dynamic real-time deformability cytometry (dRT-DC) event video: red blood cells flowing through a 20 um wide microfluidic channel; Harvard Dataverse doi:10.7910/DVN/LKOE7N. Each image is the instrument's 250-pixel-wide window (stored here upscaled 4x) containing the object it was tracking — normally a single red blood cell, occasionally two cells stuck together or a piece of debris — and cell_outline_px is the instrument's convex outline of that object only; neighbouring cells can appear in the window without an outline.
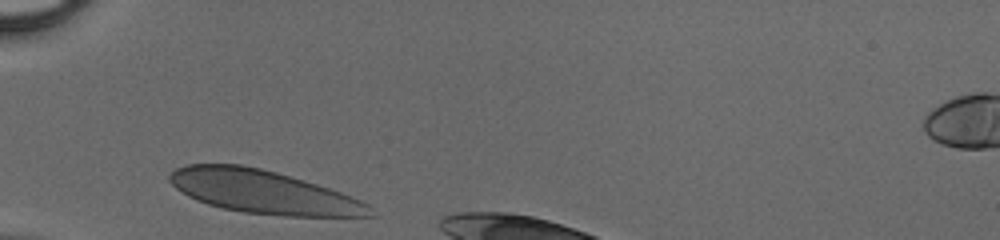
{"species": "human", "species_latin": "Homo sapiens", "temperature_condition": "cold", "stored_images_in_passage": 25, "camera_frame_rate_fps": 3000, "um_per_image_px": 0.085, "donor": {"sex": "male"}, "frame": {"image": 1, "passage_image": 1, "time_ms": 0.0, "image_size_px": [1000, 240], "cell_outline_px": [[376, 216], [284, 216], [244, 212], [224, 208], [208, 204], [196, 200], [188, 196], [176, 188], [168, 180], [168, 176], [176, 168], [188, 164], [240, 164], [260, 168], [276, 172], [304, 180], [352, 196], [368, 204], [372, 208]], "centroid_in_image_um": [22.37, 16.31], "position_along_channel_um": 62.6, "area_um2": 50.23}}
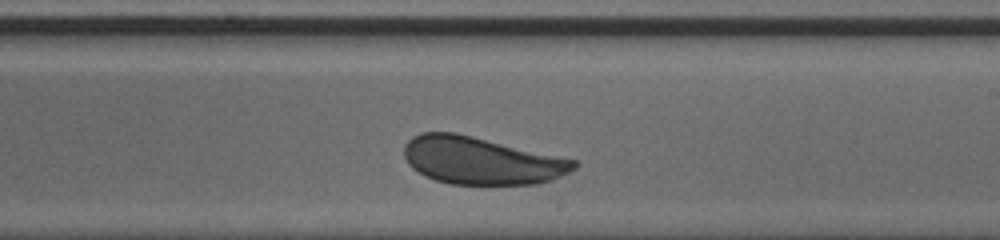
{"frame": {"image": 2, "passage_image": 15, "time_ms": 4.667, "image_size_px": [1000, 240], "cell_outline_px": [[580, 164], [576, 168], [552, 180], [536, 184], [448, 184], [424, 176], [412, 168], [408, 164], [404, 156], [404, 144], [412, 136], [420, 132], [456, 132], [576, 160]], "centroid_in_image_um": [40.87, 13.65], "position_along_channel_um": 248.1, "area_um2": 47.11}}
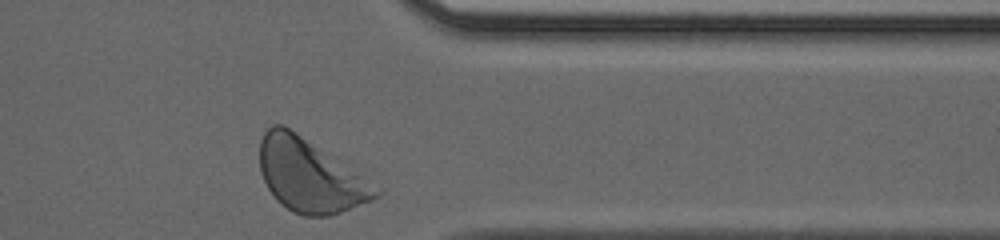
{"frame": {"image": 3, "passage_image": 25, "time_ms": 8.0, "image_size_px": [1000, 240], "cell_outline_px": [[380, 192], [372, 200], [340, 212], [328, 216], [304, 216], [292, 212], [280, 204], [276, 200], [268, 188], [260, 172], [260, 140], [264, 132], [272, 124], [284, 124], [360, 172]], "centroid_in_image_um": [26.31, 14.9], "position_along_channel_um": 385.1, "area_um2": 49.36}}